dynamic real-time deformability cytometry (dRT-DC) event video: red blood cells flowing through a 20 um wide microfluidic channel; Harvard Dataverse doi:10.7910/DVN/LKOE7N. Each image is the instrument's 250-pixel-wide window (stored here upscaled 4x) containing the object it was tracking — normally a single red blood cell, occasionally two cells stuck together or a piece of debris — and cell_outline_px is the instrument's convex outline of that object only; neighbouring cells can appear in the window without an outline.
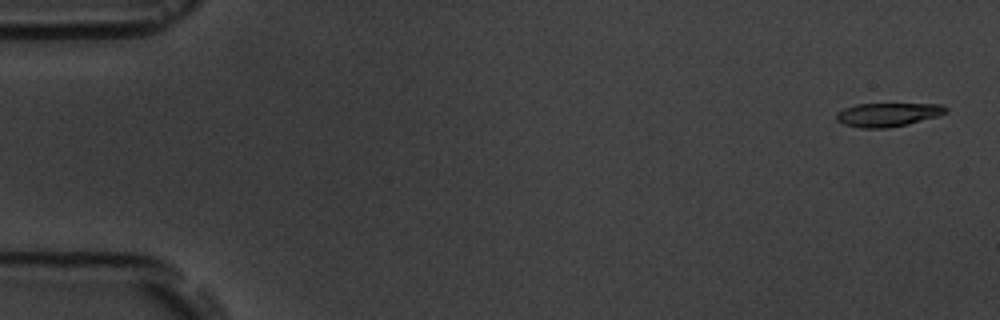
{"species": "common noctule bat (a hibernating species)", "species_latin": "Nyctalus noctula", "temperature_condition": "room temperature", "stored_images_in_passage": 5, "camera_frame_rate_fps": 3000, "um_per_image_px": 0.085, "animal": {"sex": "male", "body_mass_g": 19.5, "forearm_length_mm": 54.6}, "frame": {"image": 1, "passage_image": 1, "time_ms": 0.0, "image_size_px": [1000, 320], "cell_outline_px": [[948, 112], [940, 116], [908, 124], [888, 128], [860, 128], [844, 124], [836, 120], [836, 112], [844, 108], [856, 104], [944, 104], [948, 108]], "centroid_in_image_um": [75.5, 9.74], "position_along_channel_um": 9.5, "area_um2": 15.32}}
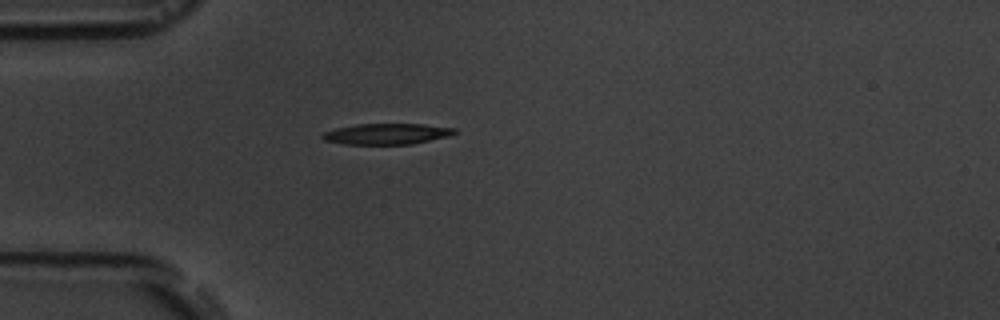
{"frame": {"image": 2, "passage_image": 5, "time_ms": 4.667, "image_size_px": [1000, 320], "cell_outline_px": [[456, 132], [448, 136], [412, 144], [344, 144], [324, 140], [320, 136], [324, 132], [336, 128], [356, 124], [424, 124], [456, 128]], "centroid_in_image_um": [32.86, 11.38], "position_along_channel_um": 52.1, "area_um2": 16.01}}